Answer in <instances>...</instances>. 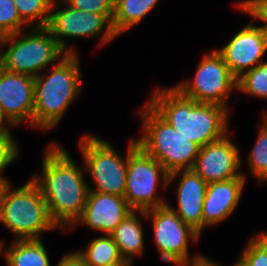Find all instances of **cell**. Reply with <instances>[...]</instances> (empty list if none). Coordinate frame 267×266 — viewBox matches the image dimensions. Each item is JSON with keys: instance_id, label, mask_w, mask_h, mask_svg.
Here are the masks:
<instances>
[{"instance_id": "9c48e42d", "label": "cell", "mask_w": 267, "mask_h": 266, "mask_svg": "<svg viewBox=\"0 0 267 266\" xmlns=\"http://www.w3.org/2000/svg\"><path fill=\"white\" fill-rule=\"evenodd\" d=\"M168 175L162 164L138 144L127 153L126 188L123 197L132 210L148 211L167 204L165 197L156 192L158 187L168 188ZM161 183L162 186L159 185Z\"/></svg>"}, {"instance_id": "484cf974", "label": "cell", "mask_w": 267, "mask_h": 266, "mask_svg": "<svg viewBox=\"0 0 267 266\" xmlns=\"http://www.w3.org/2000/svg\"><path fill=\"white\" fill-rule=\"evenodd\" d=\"M28 28L19 17L14 1L0 0V37L25 32Z\"/></svg>"}, {"instance_id": "52a82bcc", "label": "cell", "mask_w": 267, "mask_h": 266, "mask_svg": "<svg viewBox=\"0 0 267 266\" xmlns=\"http://www.w3.org/2000/svg\"><path fill=\"white\" fill-rule=\"evenodd\" d=\"M85 173L89 174L93 187L89 191L124 196L126 188L127 153L136 145V138L129 140L125 156L108 141L89 133L79 139Z\"/></svg>"}, {"instance_id": "83f0119b", "label": "cell", "mask_w": 267, "mask_h": 266, "mask_svg": "<svg viewBox=\"0 0 267 266\" xmlns=\"http://www.w3.org/2000/svg\"><path fill=\"white\" fill-rule=\"evenodd\" d=\"M13 134H0V176H3L4 169L14 163L18 158V143Z\"/></svg>"}, {"instance_id": "1f68e13d", "label": "cell", "mask_w": 267, "mask_h": 266, "mask_svg": "<svg viewBox=\"0 0 267 266\" xmlns=\"http://www.w3.org/2000/svg\"><path fill=\"white\" fill-rule=\"evenodd\" d=\"M12 186L7 177L0 176V206L1 203L5 200L8 189Z\"/></svg>"}, {"instance_id": "8992f818", "label": "cell", "mask_w": 267, "mask_h": 266, "mask_svg": "<svg viewBox=\"0 0 267 266\" xmlns=\"http://www.w3.org/2000/svg\"><path fill=\"white\" fill-rule=\"evenodd\" d=\"M0 223L14 235L13 240L42 239V233L59 229L31 178L22 186L8 189L0 206Z\"/></svg>"}, {"instance_id": "7402d4cb", "label": "cell", "mask_w": 267, "mask_h": 266, "mask_svg": "<svg viewBox=\"0 0 267 266\" xmlns=\"http://www.w3.org/2000/svg\"><path fill=\"white\" fill-rule=\"evenodd\" d=\"M21 20L30 27H47L54 0H13Z\"/></svg>"}, {"instance_id": "d6a6232c", "label": "cell", "mask_w": 267, "mask_h": 266, "mask_svg": "<svg viewBox=\"0 0 267 266\" xmlns=\"http://www.w3.org/2000/svg\"><path fill=\"white\" fill-rule=\"evenodd\" d=\"M13 127L6 121L0 111V134H12Z\"/></svg>"}, {"instance_id": "3957f363", "label": "cell", "mask_w": 267, "mask_h": 266, "mask_svg": "<svg viewBox=\"0 0 267 266\" xmlns=\"http://www.w3.org/2000/svg\"><path fill=\"white\" fill-rule=\"evenodd\" d=\"M78 54H67L51 71L34 78L33 128L50 131L82 91Z\"/></svg>"}, {"instance_id": "d4e9b609", "label": "cell", "mask_w": 267, "mask_h": 266, "mask_svg": "<svg viewBox=\"0 0 267 266\" xmlns=\"http://www.w3.org/2000/svg\"><path fill=\"white\" fill-rule=\"evenodd\" d=\"M239 257L246 266H267V232L252 236Z\"/></svg>"}, {"instance_id": "9a60e30c", "label": "cell", "mask_w": 267, "mask_h": 266, "mask_svg": "<svg viewBox=\"0 0 267 266\" xmlns=\"http://www.w3.org/2000/svg\"><path fill=\"white\" fill-rule=\"evenodd\" d=\"M132 211L123 196L89 191L83 212L69 231L85 225L90 230L109 235Z\"/></svg>"}, {"instance_id": "d590c367", "label": "cell", "mask_w": 267, "mask_h": 266, "mask_svg": "<svg viewBox=\"0 0 267 266\" xmlns=\"http://www.w3.org/2000/svg\"><path fill=\"white\" fill-rule=\"evenodd\" d=\"M133 265V263L132 262H129V261H123V262H121V263H118V264H116V265H113V266H132Z\"/></svg>"}, {"instance_id": "cb8c5ba5", "label": "cell", "mask_w": 267, "mask_h": 266, "mask_svg": "<svg viewBox=\"0 0 267 266\" xmlns=\"http://www.w3.org/2000/svg\"><path fill=\"white\" fill-rule=\"evenodd\" d=\"M253 148L247 156L249 173L259 183L267 182V128L261 124Z\"/></svg>"}, {"instance_id": "e0dca14e", "label": "cell", "mask_w": 267, "mask_h": 266, "mask_svg": "<svg viewBox=\"0 0 267 266\" xmlns=\"http://www.w3.org/2000/svg\"><path fill=\"white\" fill-rule=\"evenodd\" d=\"M245 177L210 182L203 202V229L217 226L234 213L246 186Z\"/></svg>"}, {"instance_id": "7a4b0ae2", "label": "cell", "mask_w": 267, "mask_h": 266, "mask_svg": "<svg viewBox=\"0 0 267 266\" xmlns=\"http://www.w3.org/2000/svg\"><path fill=\"white\" fill-rule=\"evenodd\" d=\"M147 103L179 133L201 147L230 133L229 110L226 107L198 103L174 86H158Z\"/></svg>"}, {"instance_id": "d6986e66", "label": "cell", "mask_w": 267, "mask_h": 266, "mask_svg": "<svg viewBox=\"0 0 267 266\" xmlns=\"http://www.w3.org/2000/svg\"><path fill=\"white\" fill-rule=\"evenodd\" d=\"M4 243L0 240V256H4L7 266H51L42 239L13 240L10 246Z\"/></svg>"}, {"instance_id": "603a6c76", "label": "cell", "mask_w": 267, "mask_h": 266, "mask_svg": "<svg viewBox=\"0 0 267 266\" xmlns=\"http://www.w3.org/2000/svg\"><path fill=\"white\" fill-rule=\"evenodd\" d=\"M236 85L240 93L267 99V60L242 74Z\"/></svg>"}, {"instance_id": "f546056e", "label": "cell", "mask_w": 267, "mask_h": 266, "mask_svg": "<svg viewBox=\"0 0 267 266\" xmlns=\"http://www.w3.org/2000/svg\"><path fill=\"white\" fill-rule=\"evenodd\" d=\"M58 261L56 266H87L75 250L66 252Z\"/></svg>"}, {"instance_id": "6da1fadb", "label": "cell", "mask_w": 267, "mask_h": 266, "mask_svg": "<svg viewBox=\"0 0 267 266\" xmlns=\"http://www.w3.org/2000/svg\"><path fill=\"white\" fill-rule=\"evenodd\" d=\"M43 155L41 175L35 174L31 179L39 187L52 221L59 230L68 231L80 218L87 201L85 168L57 142L48 144Z\"/></svg>"}, {"instance_id": "f1b7e54d", "label": "cell", "mask_w": 267, "mask_h": 266, "mask_svg": "<svg viewBox=\"0 0 267 266\" xmlns=\"http://www.w3.org/2000/svg\"><path fill=\"white\" fill-rule=\"evenodd\" d=\"M70 7L96 14H114L115 0H64Z\"/></svg>"}, {"instance_id": "277c9868", "label": "cell", "mask_w": 267, "mask_h": 266, "mask_svg": "<svg viewBox=\"0 0 267 266\" xmlns=\"http://www.w3.org/2000/svg\"><path fill=\"white\" fill-rule=\"evenodd\" d=\"M141 133L137 144L168 172L192 169L201 146L184 137L147 102L138 112Z\"/></svg>"}, {"instance_id": "44dd1931", "label": "cell", "mask_w": 267, "mask_h": 266, "mask_svg": "<svg viewBox=\"0 0 267 266\" xmlns=\"http://www.w3.org/2000/svg\"><path fill=\"white\" fill-rule=\"evenodd\" d=\"M87 266H113L124 261L110 235L93 238L86 249L75 250Z\"/></svg>"}, {"instance_id": "8fae6325", "label": "cell", "mask_w": 267, "mask_h": 266, "mask_svg": "<svg viewBox=\"0 0 267 266\" xmlns=\"http://www.w3.org/2000/svg\"><path fill=\"white\" fill-rule=\"evenodd\" d=\"M145 212L146 220L152 222L153 242L164 262L177 265L199 255H189V243L198 242L201 235L184 223L168 204Z\"/></svg>"}, {"instance_id": "4316f807", "label": "cell", "mask_w": 267, "mask_h": 266, "mask_svg": "<svg viewBox=\"0 0 267 266\" xmlns=\"http://www.w3.org/2000/svg\"><path fill=\"white\" fill-rule=\"evenodd\" d=\"M240 11L251 16L252 21L258 20L263 23L258 27L267 34V0H241L234 4Z\"/></svg>"}, {"instance_id": "e575fe53", "label": "cell", "mask_w": 267, "mask_h": 266, "mask_svg": "<svg viewBox=\"0 0 267 266\" xmlns=\"http://www.w3.org/2000/svg\"><path fill=\"white\" fill-rule=\"evenodd\" d=\"M232 266H246L245 262L239 257Z\"/></svg>"}, {"instance_id": "ac0fdd59", "label": "cell", "mask_w": 267, "mask_h": 266, "mask_svg": "<svg viewBox=\"0 0 267 266\" xmlns=\"http://www.w3.org/2000/svg\"><path fill=\"white\" fill-rule=\"evenodd\" d=\"M142 219L146 220V212L133 210L109 234L118 246L119 252L125 261L133 263L134 257H141L145 252L143 232L145 220Z\"/></svg>"}, {"instance_id": "4dcf8cb0", "label": "cell", "mask_w": 267, "mask_h": 266, "mask_svg": "<svg viewBox=\"0 0 267 266\" xmlns=\"http://www.w3.org/2000/svg\"><path fill=\"white\" fill-rule=\"evenodd\" d=\"M175 266H222L218 262H215L211 258L205 255L199 254L198 256L189 259L185 262H181Z\"/></svg>"}, {"instance_id": "2e32d148", "label": "cell", "mask_w": 267, "mask_h": 266, "mask_svg": "<svg viewBox=\"0 0 267 266\" xmlns=\"http://www.w3.org/2000/svg\"><path fill=\"white\" fill-rule=\"evenodd\" d=\"M176 178L178 181L176 187L177 209L169 202L167 204L184 223L190 225L201 235L203 230V202L208 183L192 169H186L169 173L168 187L173 181H176Z\"/></svg>"}, {"instance_id": "ba28073f", "label": "cell", "mask_w": 267, "mask_h": 266, "mask_svg": "<svg viewBox=\"0 0 267 266\" xmlns=\"http://www.w3.org/2000/svg\"><path fill=\"white\" fill-rule=\"evenodd\" d=\"M60 3L65 6L58 9ZM113 15L87 13L70 7L64 0H54L47 28L67 54H77L67 38H95L102 47L118 37L112 25Z\"/></svg>"}, {"instance_id": "30bf717a", "label": "cell", "mask_w": 267, "mask_h": 266, "mask_svg": "<svg viewBox=\"0 0 267 266\" xmlns=\"http://www.w3.org/2000/svg\"><path fill=\"white\" fill-rule=\"evenodd\" d=\"M202 57L194 78L184 79L173 86L198 103L217 104L229 110L228 97L230 92L237 91V79L216 50H211Z\"/></svg>"}, {"instance_id": "5b68a950", "label": "cell", "mask_w": 267, "mask_h": 266, "mask_svg": "<svg viewBox=\"0 0 267 266\" xmlns=\"http://www.w3.org/2000/svg\"><path fill=\"white\" fill-rule=\"evenodd\" d=\"M66 55L47 27H30L25 33L3 36L0 41V66L33 78Z\"/></svg>"}, {"instance_id": "7c38bea8", "label": "cell", "mask_w": 267, "mask_h": 266, "mask_svg": "<svg viewBox=\"0 0 267 266\" xmlns=\"http://www.w3.org/2000/svg\"><path fill=\"white\" fill-rule=\"evenodd\" d=\"M242 157L239 148L229 138V133L223 138L200 148L192 170L206 183L245 177L240 168Z\"/></svg>"}, {"instance_id": "4fadbf2b", "label": "cell", "mask_w": 267, "mask_h": 266, "mask_svg": "<svg viewBox=\"0 0 267 266\" xmlns=\"http://www.w3.org/2000/svg\"><path fill=\"white\" fill-rule=\"evenodd\" d=\"M252 22L244 26L222 48L215 49L236 79L265 61L263 57L267 52V34Z\"/></svg>"}, {"instance_id": "ffe728a7", "label": "cell", "mask_w": 267, "mask_h": 266, "mask_svg": "<svg viewBox=\"0 0 267 266\" xmlns=\"http://www.w3.org/2000/svg\"><path fill=\"white\" fill-rule=\"evenodd\" d=\"M160 0H115L112 25L118 37L138 25Z\"/></svg>"}, {"instance_id": "836d02e7", "label": "cell", "mask_w": 267, "mask_h": 266, "mask_svg": "<svg viewBox=\"0 0 267 266\" xmlns=\"http://www.w3.org/2000/svg\"><path fill=\"white\" fill-rule=\"evenodd\" d=\"M263 127L267 128V110L265 111L263 117H262V121L260 123Z\"/></svg>"}, {"instance_id": "5bb4252c", "label": "cell", "mask_w": 267, "mask_h": 266, "mask_svg": "<svg viewBox=\"0 0 267 266\" xmlns=\"http://www.w3.org/2000/svg\"><path fill=\"white\" fill-rule=\"evenodd\" d=\"M34 78L0 66V111L13 127L28 120L33 128ZM24 121V122H23Z\"/></svg>"}]
</instances>
